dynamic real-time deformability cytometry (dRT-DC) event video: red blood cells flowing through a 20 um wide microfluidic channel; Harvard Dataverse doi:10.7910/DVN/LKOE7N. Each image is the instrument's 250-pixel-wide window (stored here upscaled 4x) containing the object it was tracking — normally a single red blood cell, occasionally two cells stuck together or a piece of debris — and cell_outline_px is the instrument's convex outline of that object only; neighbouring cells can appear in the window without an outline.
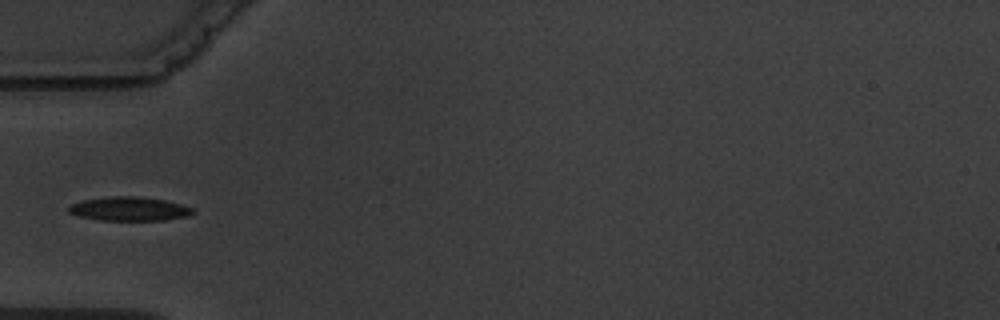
{"species": "common noctule bat (a hibernating species)", "species_latin": "Nyctalus noctula", "temperature_condition": "warm", "stored_images_in_passage": 3, "camera_frame_rate_fps": 3000, "um_per_image_px": 0.085, "animal": {"sex": "male", "body_mass_g": 19.5, "forearm_length_mm": 54.6}, "frame": {"image": 1, "passage_image": 3, "time_ms": 2.333, "image_size_px": [1000, 320], "cell_outline_px": [[196, 212], [188, 216], [164, 220], [100, 220], [76, 216], [68, 212], [68, 208], [72, 204], [84, 200], [108, 196], [136, 196], [164, 200], [180, 204], [192, 208]], "centroid_in_image_um": [10.98, 17.76], "position_along_channel_um": 74.0, "area_um2": 17.28}}